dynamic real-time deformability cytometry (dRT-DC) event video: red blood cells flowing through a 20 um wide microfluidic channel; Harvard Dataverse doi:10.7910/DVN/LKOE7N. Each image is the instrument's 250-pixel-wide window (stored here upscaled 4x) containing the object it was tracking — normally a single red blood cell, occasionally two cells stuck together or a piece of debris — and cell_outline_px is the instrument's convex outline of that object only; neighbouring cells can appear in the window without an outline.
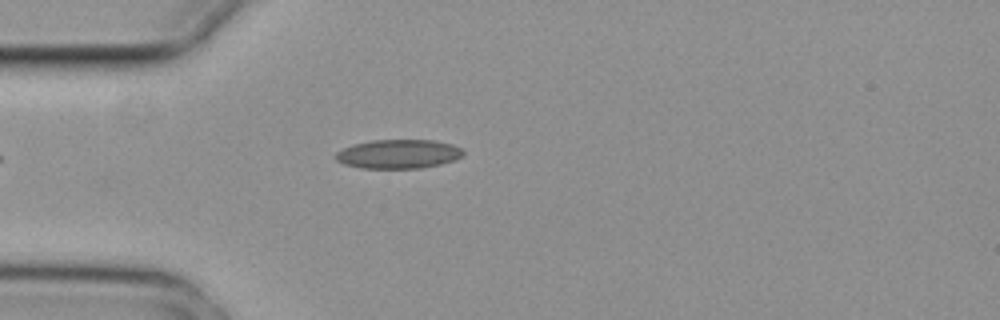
{"species": "common noctule bat (a hibernating species)", "species_latin": "Nyctalus noctula", "temperature_condition": "cold", "stored_images_in_passage": 1, "camera_frame_rate_fps": 3000, "um_per_image_px": 0.085, "animal": {"sex": "female", "body_mass_g": 29.2, "forearm_length_mm": 56.3}, "frame": {"image": 1, "passage_image": 1, "time_ms": 0.0, "image_size_px": [1000, 320], "cell_outline_px": [[464, 156], [456, 160], [440, 164], [420, 168], [360, 168], [344, 164], [336, 160], [336, 152], [352, 144], [372, 140], [432, 140], [452, 144], [460, 148], [464, 152]], "centroid_in_image_um": [33.88, 13.09], "position_along_channel_um": 51.1, "area_um2": 21.62}}